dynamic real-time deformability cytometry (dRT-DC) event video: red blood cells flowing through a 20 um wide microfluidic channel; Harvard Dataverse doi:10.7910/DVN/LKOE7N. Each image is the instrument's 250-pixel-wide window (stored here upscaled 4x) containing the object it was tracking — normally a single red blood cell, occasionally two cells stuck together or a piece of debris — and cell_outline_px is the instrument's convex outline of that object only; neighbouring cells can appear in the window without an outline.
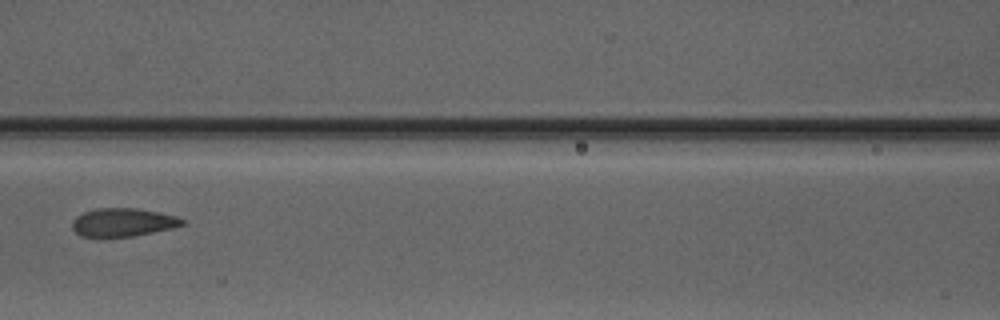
{"species": "Egyptian fruit bat (a non-hibernating species)", "species_latin": "Rousettus aegyptiacus", "temperature_condition": "warm", "stored_images_in_passage": 7, "camera_frame_rate_fps": 3000, "um_per_image_px": 0.085, "animal": {"sex": "male"}, "frame": {"image": 1, "passage_image": 7, "time_ms": 7.0, "image_size_px": [1000, 320], "cell_outline_px": [[184, 224], [172, 228], [132, 236], [80, 236], [72, 228], [72, 220], [76, 216], [84, 212], [96, 208], [136, 208], [160, 212], [176, 216], [184, 220]], "centroid_in_image_um": [10.43, 18.88], "position_along_channel_um": 156.2, "area_um2": 17.98}}